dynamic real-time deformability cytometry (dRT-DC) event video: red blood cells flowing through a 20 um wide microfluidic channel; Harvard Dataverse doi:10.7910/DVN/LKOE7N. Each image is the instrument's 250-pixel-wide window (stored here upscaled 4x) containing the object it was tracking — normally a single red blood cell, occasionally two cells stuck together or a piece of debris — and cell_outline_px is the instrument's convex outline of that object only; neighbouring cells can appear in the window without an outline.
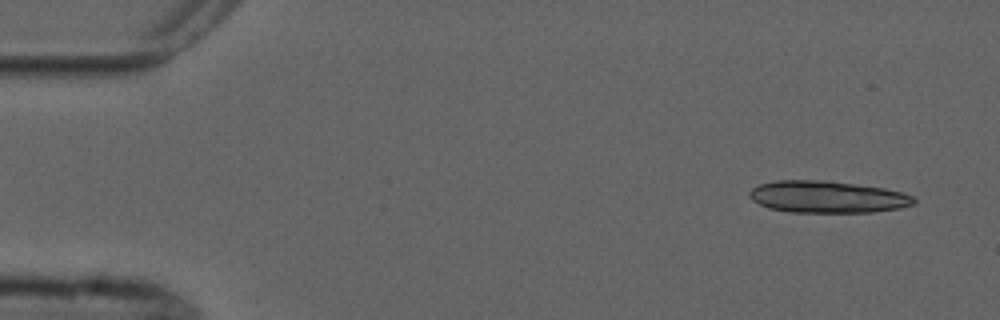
{"species": "common noctule bat (a hibernating species)", "species_latin": "Nyctalus noctula", "temperature_condition": "cold", "stored_images_in_passage": 9, "camera_frame_rate_fps": 3000, "um_per_image_px": 0.085, "animal": {"sex": "male", "forearm_length_mm": 52.5}, "frame": {"image": 1, "passage_image": 1, "time_ms": 0.0, "image_size_px": [1000, 320], "cell_outline_px": [[916, 204], [900, 208], [872, 212], [788, 212], [768, 208], [752, 200], [748, 196], [748, 192], [752, 188], [760, 184], [776, 180], [824, 180], [856, 184], [884, 188], [900, 192], [912, 196], [916, 200]], "centroid_in_image_um": [70.3, 16.73], "position_along_channel_um": 14.7, "area_um2": 30.69}}
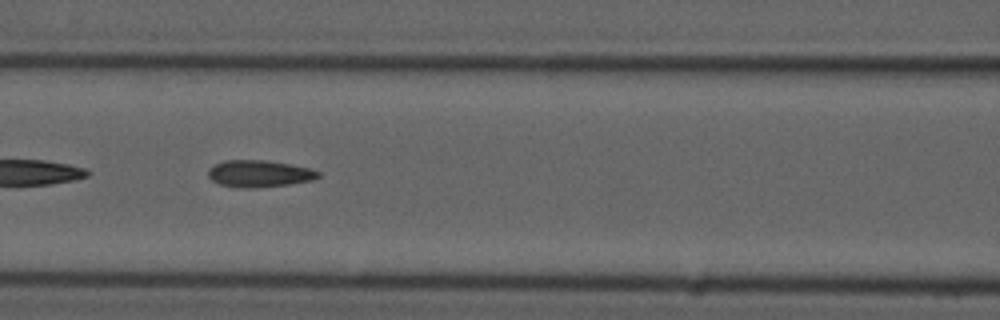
{"frame": {"image": 2, "passage_image": 7, "time_ms": 6.667, "image_size_px": [1000, 320], "cell_outline_px": [[320, 176], [312, 180], [288, 184], [256, 188], [236, 188], [220, 184], [212, 180], [208, 176], [208, 168], [224, 160], [264, 160], [288, 164], [308, 168], [320, 172]], "centroid_in_image_um": [21.99, 14.77], "position_along_channel_um": 144.6, "area_um2": 17.17}}
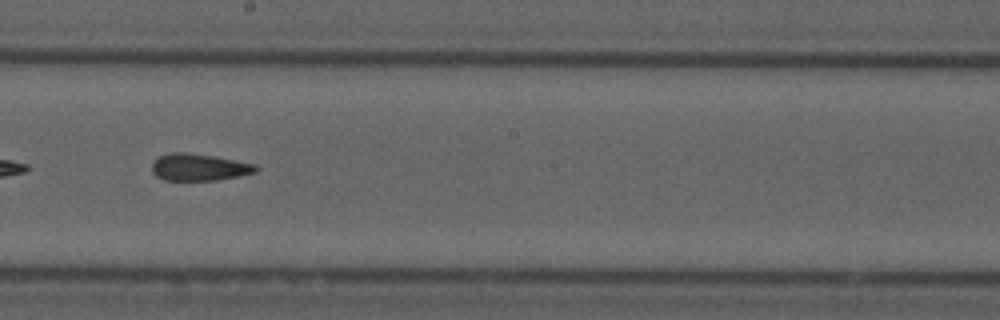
{"frame": {"image": 3, "passage_image": 9, "time_ms": 9.0, "image_size_px": [1000, 320], "cell_outline_px": [[260, 168], [256, 172], [216, 180], [164, 180], [156, 176], [152, 172], [152, 164], [160, 156], [172, 152], [188, 152], [212, 156], [256, 164]], "centroid_in_image_um": [16.92, 14.21], "position_along_channel_um": 231.3, "area_um2": 16.18}}